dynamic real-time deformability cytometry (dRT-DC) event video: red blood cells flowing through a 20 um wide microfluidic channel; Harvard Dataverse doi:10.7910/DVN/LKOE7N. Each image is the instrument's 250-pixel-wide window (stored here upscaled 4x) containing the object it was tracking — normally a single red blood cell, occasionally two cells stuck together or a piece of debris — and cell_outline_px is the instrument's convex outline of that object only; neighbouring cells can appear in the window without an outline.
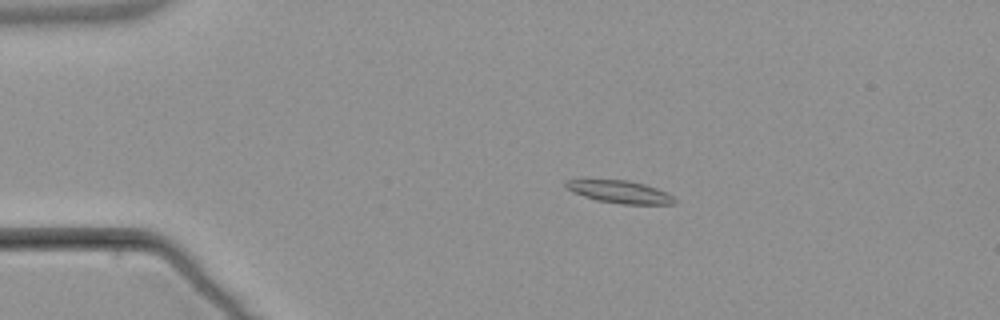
{"species": "common noctule bat (a hibernating species)", "species_latin": "Nyctalus noctula", "temperature_condition": "warm", "stored_images_in_passage": 6, "camera_frame_rate_fps": 3000, "um_per_image_px": 0.085, "animal": {"sex": "male", "body_mass_g": 21.5, "forearm_length_mm": 52.0}, "frame": {"image": 1, "passage_image": 2, "time_ms": 2.333, "image_size_px": [1000, 320], "cell_outline_px": [[676, 204], [624, 204], [596, 200], [572, 192], [564, 184], [568, 180], [628, 180], [644, 184], [656, 188], [672, 196], [676, 200]], "centroid_in_image_um": [52.7, 16.31], "position_along_channel_um": 32.3, "area_um2": 13.99}}
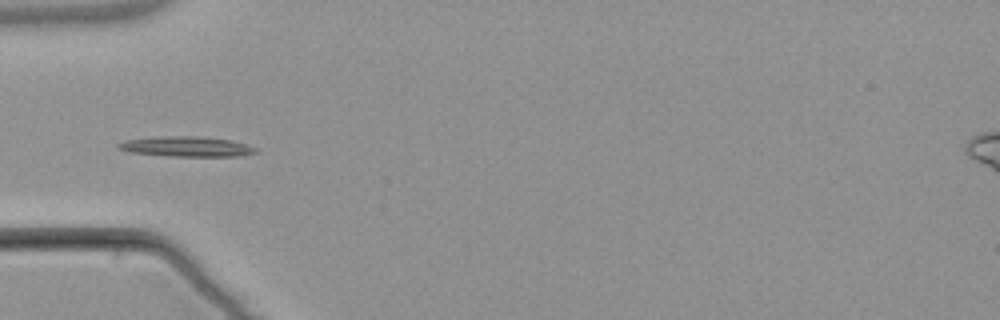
{"frame": {"image": 2, "passage_image": 4, "time_ms": 4.667, "image_size_px": [1000, 320], "cell_outline_px": [[256, 152], [240, 156], [168, 156], [128, 152], [116, 148], [116, 144], [124, 140], [160, 136], [196, 136], [228, 140], [244, 144], [256, 148]], "centroid_in_image_um": [15.75, 12.46], "position_along_channel_um": 69.3, "area_um2": 16.01}}
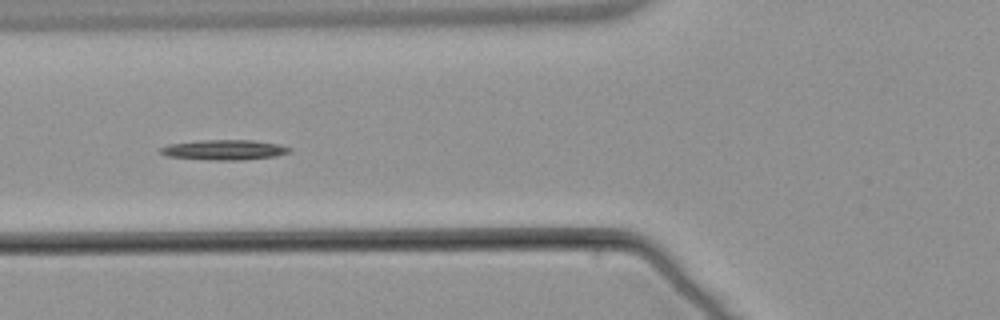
{"frame": {"image": 3, "passage_image": 5, "time_ms": 5.667, "image_size_px": [1000, 320], "cell_outline_px": [[292, 152], [276, 156], [244, 160], [208, 160], [168, 156], [160, 152], [160, 148], [168, 144], [204, 140], [252, 140], [280, 144], [292, 148]], "centroid_in_image_um": [19.12, 12.74], "position_along_channel_um": 106.7, "area_um2": 15.2}}